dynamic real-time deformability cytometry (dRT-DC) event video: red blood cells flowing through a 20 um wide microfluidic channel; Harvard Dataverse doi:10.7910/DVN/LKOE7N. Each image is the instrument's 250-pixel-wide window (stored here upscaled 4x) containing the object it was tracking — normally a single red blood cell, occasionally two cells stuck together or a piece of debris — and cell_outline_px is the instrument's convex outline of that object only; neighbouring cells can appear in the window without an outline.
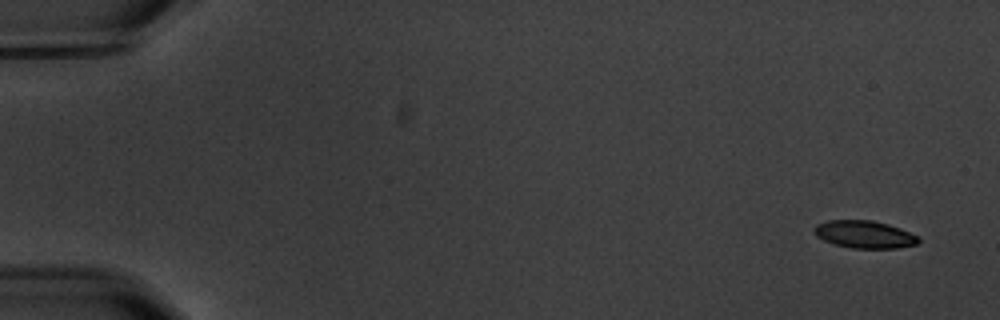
{"species": "common noctule bat (a hibernating species)", "species_latin": "Nyctalus noctula", "temperature_condition": "warm", "stored_images_in_passage": 5, "camera_frame_rate_fps": 3000, "um_per_image_px": 0.085, "animal": {"sex": "male", "body_mass_g": 20.1, "forearm_length_mm": 53.5}, "frame": {"image": 1, "passage_image": 1, "time_ms": 0.0, "image_size_px": [1000, 320], "cell_outline_px": [[920, 240], [916, 244], [896, 248], [852, 248], [836, 244], [824, 240], [816, 236], [812, 232], [812, 228], [816, 224], [828, 220], [872, 220], [888, 224], [900, 228], [916, 236]], "centroid_in_image_um": [73.42, 19.91], "position_along_channel_um": 11.6, "area_um2": 16.65}}
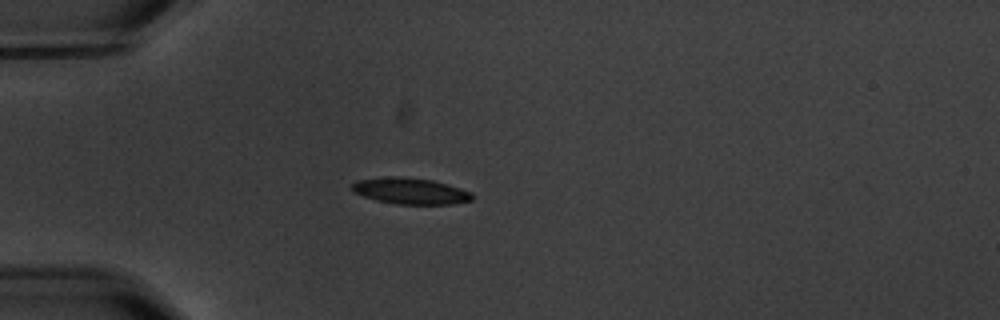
{"frame": {"image": 2, "passage_image": 5, "time_ms": 4.667, "image_size_px": [1000, 320], "cell_outline_px": [[472, 200], [452, 204], [396, 204], [376, 200], [364, 196], [356, 192], [352, 188], [352, 184], [356, 180], [432, 180], [460, 188], [472, 192]], "centroid_in_image_um": [34.99, 16.31], "position_along_channel_um": 50.0, "area_um2": 16.99}}